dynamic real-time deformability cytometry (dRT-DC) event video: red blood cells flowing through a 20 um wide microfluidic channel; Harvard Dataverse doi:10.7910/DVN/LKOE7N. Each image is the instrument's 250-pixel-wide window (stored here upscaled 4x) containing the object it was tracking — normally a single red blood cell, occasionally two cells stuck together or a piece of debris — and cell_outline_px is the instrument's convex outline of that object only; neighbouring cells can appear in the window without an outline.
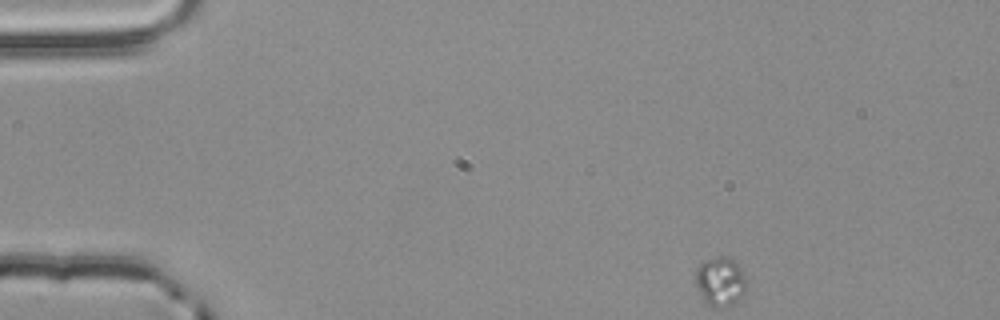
{"species": "common noctule bat (a hibernating species)", "species_latin": "Nyctalus noctula", "temperature_condition": "room temperature", "stored_images_in_passage": 37, "camera_frame_rate_fps": 3000, "um_per_image_px": 0.085, "animal": {"sex": "male", "body_mass_g": 20.4}, "frame": {"image": 1, "passage_image": 1, "time_ms": 0.0, "image_size_px": [1000, 320], "cell_outline_px": [[748, 288], [732, 304], [708, 304], [704, 300], [696, 284], [696, 272], [700, 264], [716, 256], [728, 256], [736, 264], [748, 280]], "centroid_in_image_um": [61.26, 23.87], "position_along_channel_um": 23.7, "area_um2": 13.93}}